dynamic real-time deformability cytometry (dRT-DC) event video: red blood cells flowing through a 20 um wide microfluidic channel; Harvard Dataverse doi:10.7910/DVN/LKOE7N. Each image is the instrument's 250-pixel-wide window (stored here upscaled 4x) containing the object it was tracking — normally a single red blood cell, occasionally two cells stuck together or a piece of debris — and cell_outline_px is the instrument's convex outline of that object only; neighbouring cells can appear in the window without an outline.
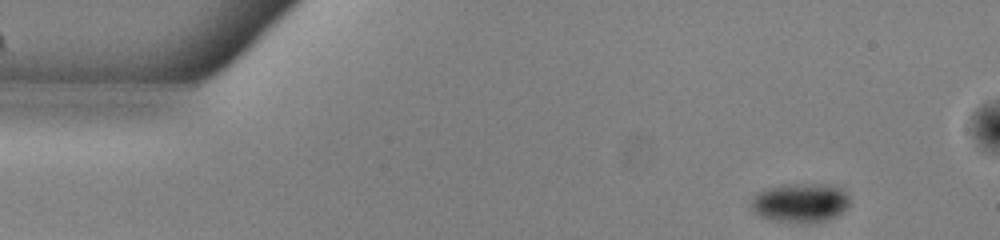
{"species": "common noctule bat (a hibernating species)", "species_latin": "Nyctalus noctula", "temperature_condition": "warm", "stored_images_in_passage": 52, "camera_frame_rate_fps": 3000, "um_per_image_px": 0.085, "animal": {"sex": "male", "body_mass_g": 13.0, "forearm_length_mm": 53.1}, "frame": {"image": 1, "passage_image": 5, "time_ms": 1.333, "image_size_px": [1000, 240], "cell_outline_px": [[852, 200], [836, 216], [828, 220], [812, 224], [804, 224], [772, 220], [760, 216], [752, 212], [748, 204], [752, 196], [768, 188], [788, 184], [832, 184], [840, 188]], "centroid_in_image_um": [67.99, 17.26], "position_along_channel_um": 17.0, "area_um2": 22.95}}
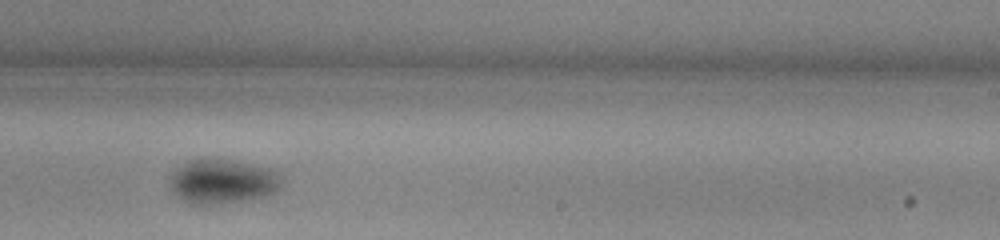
{"frame": {"image": 2, "passage_image": 32, "time_ms": 10.333, "image_size_px": [1000, 240], "cell_outline_px": [[280, 188], [272, 192], [260, 196], [240, 200], [212, 204], [192, 204], [184, 200], [172, 188], [172, 176], [184, 164], [192, 160], [228, 160], [252, 164], [268, 168], [280, 172]], "centroid_in_image_um": [18.97, 15.42], "position_along_channel_um": 270.0, "area_um2": 27.51}}
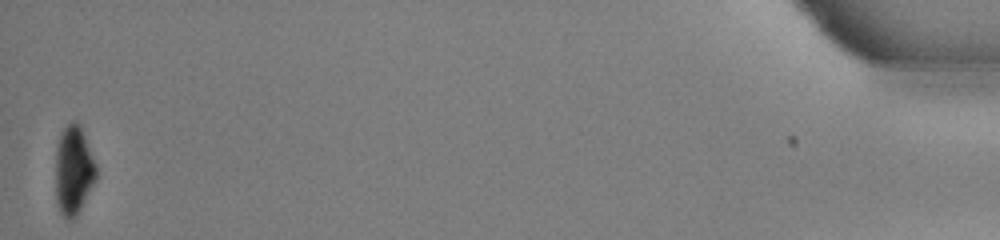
{"frame": {"image": 3, "passage_image": 52, "time_ms": 17.0, "image_size_px": [1000, 240], "cell_outline_px": [[96, 180], [76, 216], [72, 220], [68, 220], [60, 212], [56, 200], [56, 148], [60, 132], [72, 120], [80, 124], [96, 164]], "centroid_in_image_um": [6.25, 14.46], "position_along_channel_um": 429.0, "area_um2": 21.04}, "authors_computed_cell_mechanics": {"area_um2": 25.4031, "velocity_mm_per_s": 3.9025, "shape_relaxation_time_tau1_ms": 1.8872, "shape_relaxation_time_tau2_ms": null, "deformation_change_tau1": 0.0841, "deformation_change_tau2": null}}